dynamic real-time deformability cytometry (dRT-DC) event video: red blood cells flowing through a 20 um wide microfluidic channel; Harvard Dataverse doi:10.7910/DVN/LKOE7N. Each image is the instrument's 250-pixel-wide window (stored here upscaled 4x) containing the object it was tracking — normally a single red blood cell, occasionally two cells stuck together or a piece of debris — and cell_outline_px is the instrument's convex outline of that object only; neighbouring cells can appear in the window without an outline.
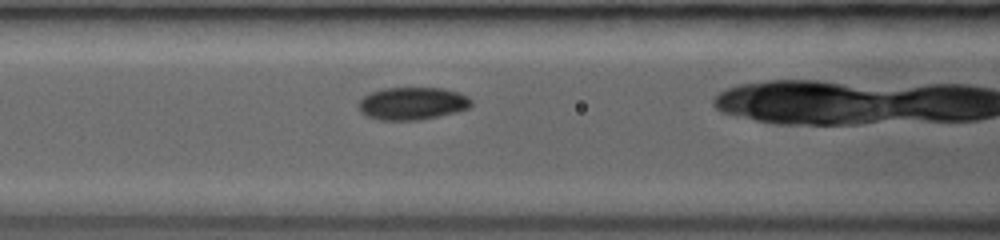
{"species": "common noctule bat (a hibernating species)", "species_latin": "Nyctalus noctula", "temperature_condition": "room temperature", "stored_images_in_passage": 13, "camera_frame_rate_fps": 3000, "um_per_image_px": 0.085, "animal": {"sex": "female", "body_mass_g": 19.0, "forearm_length_mm": 53.3}, "frame": {"image": 1, "passage_image": 6, "time_ms": 3.0, "image_size_px": [1000, 240], "cell_outline_px": [[472, 104], [468, 108], [456, 112], [420, 120], [380, 120], [368, 116], [360, 112], [360, 100], [368, 92], [384, 88], [444, 88], [460, 92], [468, 96], [472, 100]], "centroid_in_image_um": [35.07, 8.78], "position_along_channel_um": 131.5, "area_um2": 21.5}}
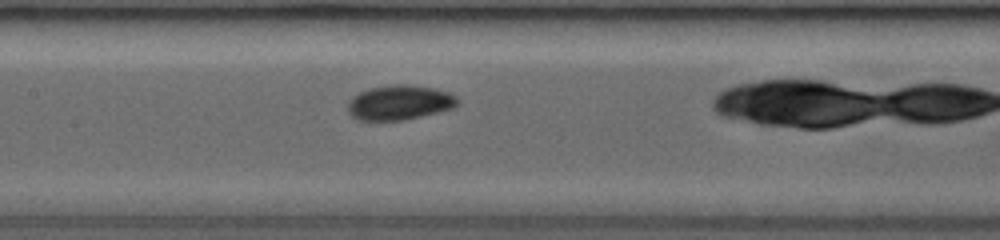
{"frame": {"image": 2, "passage_image": 8, "time_ms": 4.0, "image_size_px": [1000, 240], "cell_outline_px": [[460, 104], [452, 108], [404, 120], [356, 120], [348, 112], [348, 100], [352, 96], [360, 92], [372, 88], [392, 84], [408, 84], [432, 88], [448, 92], [456, 96], [460, 100]], "centroid_in_image_um": [33.95, 8.71], "position_along_channel_um": 173.4, "area_um2": 22.2}}